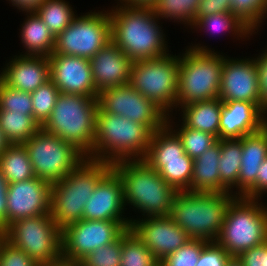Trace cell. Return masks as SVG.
<instances>
[{"instance_id": "6da1fadb", "label": "cell", "mask_w": 267, "mask_h": 266, "mask_svg": "<svg viewBox=\"0 0 267 266\" xmlns=\"http://www.w3.org/2000/svg\"><path fill=\"white\" fill-rule=\"evenodd\" d=\"M119 5L109 11L111 41L132 62L169 54L166 36L162 27L158 25L160 19L152 6Z\"/></svg>"}, {"instance_id": "7a4b0ae2", "label": "cell", "mask_w": 267, "mask_h": 266, "mask_svg": "<svg viewBox=\"0 0 267 266\" xmlns=\"http://www.w3.org/2000/svg\"><path fill=\"white\" fill-rule=\"evenodd\" d=\"M111 165L123 183L124 206H134L144 218L170 215L177 191L157 171L144 160H123Z\"/></svg>"}, {"instance_id": "3957f363", "label": "cell", "mask_w": 267, "mask_h": 266, "mask_svg": "<svg viewBox=\"0 0 267 266\" xmlns=\"http://www.w3.org/2000/svg\"><path fill=\"white\" fill-rule=\"evenodd\" d=\"M152 134L146 125L98 108L93 160L110 164L123 160H143Z\"/></svg>"}, {"instance_id": "277c9868", "label": "cell", "mask_w": 267, "mask_h": 266, "mask_svg": "<svg viewBox=\"0 0 267 266\" xmlns=\"http://www.w3.org/2000/svg\"><path fill=\"white\" fill-rule=\"evenodd\" d=\"M236 197L231 193L178 191L169 216L191 239L215 242Z\"/></svg>"}, {"instance_id": "5b68a950", "label": "cell", "mask_w": 267, "mask_h": 266, "mask_svg": "<svg viewBox=\"0 0 267 266\" xmlns=\"http://www.w3.org/2000/svg\"><path fill=\"white\" fill-rule=\"evenodd\" d=\"M98 108L97 97L60 93L41 128L71 143L86 158L93 160Z\"/></svg>"}, {"instance_id": "8992f818", "label": "cell", "mask_w": 267, "mask_h": 266, "mask_svg": "<svg viewBox=\"0 0 267 266\" xmlns=\"http://www.w3.org/2000/svg\"><path fill=\"white\" fill-rule=\"evenodd\" d=\"M111 169L108 162L85 158L62 180L52 183L50 214L60 229L83 219L87 200Z\"/></svg>"}, {"instance_id": "52a82bcc", "label": "cell", "mask_w": 267, "mask_h": 266, "mask_svg": "<svg viewBox=\"0 0 267 266\" xmlns=\"http://www.w3.org/2000/svg\"><path fill=\"white\" fill-rule=\"evenodd\" d=\"M189 47L186 53L179 55L178 95L175 103L179 111L180 106L219 98L225 56L201 44Z\"/></svg>"}, {"instance_id": "ba28073f", "label": "cell", "mask_w": 267, "mask_h": 266, "mask_svg": "<svg viewBox=\"0 0 267 266\" xmlns=\"http://www.w3.org/2000/svg\"><path fill=\"white\" fill-rule=\"evenodd\" d=\"M237 196L227 209L216 243L231 257L267 241V207Z\"/></svg>"}, {"instance_id": "9c48e42d", "label": "cell", "mask_w": 267, "mask_h": 266, "mask_svg": "<svg viewBox=\"0 0 267 266\" xmlns=\"http://www.w3.org/2000/svg\"><path fill=\"white\" fill-rule=\"evenodd\" d=\"M1 235L40 266L63 262L62 229L51 214L16 220Z\"/></svg>"}, {"instance_id": "30bf717a", "label": "cell", "mask_w": 267, "mask_h": 266, "mask_svg": "<svg viewBox=\"0 0 267 266\" xmlns=\"http://www.w3.org/2000/svg\"><path fill=\"white\" fill-rule=\"evenodd\" d=\"M170 118L169 114L167 124L153 132L143 160L177 192H190L194 161L185 153L180 138L173 131V124L170 125L173 120Z\"/></svg>"}, {"instance_id": "8fae6325", "label": "cell", "mask_w": 267, "mask_h": 266, "mask_svg": "<svg viewBox=\"0 0 267 266\" xmlns=\"http://www.w3.org/2000/svg\"><path fill=\"white\" fill-rule=\"evenodd\" d=\"M179 67V55L170 53L133 62L129 84L169 115L178 95Z\"/></svg>"}, {"instance_id": "7c38bea8", "label": "cell", "mask_w": 267, "mask_h": 266, "mask_svg": "<svg viewBox=\"0 0 267 266\" xmlns=\"http://www.w3.org/2000/svg\"><path fill=\"white\" fill-rule=\"evenodd\" d=\"M23 145L36 177L51 184L62 180L86 158L74 145L42 128Z\"/></svg>"}, {"instance_id": "4fadbf2b", "label": "cell", "mask_w": 267, "mask_h": 266, "mask_svg": "<svg viewBox=\"0 0 267 266\" xmlns=\"http://www.w3.org/2000/svg\"><path fill=\"white\" fill-rule=\"evenodd\" d=\"M109 12L76 14L71 24L55 38L52 54H64L91 59L111 41Z\"/></svg>"}, {"instance_id": "5bb4252c", "label": "cell", "mask_w": 267, "mask_h": 266, "mask_svg": "<svg viewBox=\"0 0 267 266\" xmlns=\"http://www.w3.org/2000/svg\"><path fill=\"white\" fill-rule=\"evenodd\" d=\"M130 225V221L84 219L67 225L62 229L63 263L77 264L88 253L116 241Z\"/></svg>"}, {"instance_id": "9a60e30c", "label": "cell", "mask_w": 267, "mask_h": 266, "mask_svg": "<svg viewBox=\"0 0 267 266\" xmlns=\"http://www.w3.org/2000/svg\"><path fill=\"white\" fill-rule=\"evenodd\" d=\"M97 100L103 112L146 125L152 132L167 124L168 114L129 83L101 91Z\"/></svg>"}, {"instance_id": "2e32d148", "label": "cell", "mask_w": 267, "mask_h": 266, "mask_svg": "<svg viewBox=\"0 0 267 266\" xmlns=\"http://www.w3.org/2000/svg\"><path fill=\"white\" fill-rule=\"evenodd\" d=\"M219 99L227 101H248L256 104L265 114L261 104L258 71L254 58H224L219 89Z\"/></svg>"}, {"instance_id": "e0dca14e", "label": "cell", "mask_w": 267, "mask_h": 266, "mask_svg": "<svg viewBox=\"0 0 267 266\" xmlns=\"http://www.w3.org/2000/svg\"><path fill=\"white\" fill-rule=\"evenodd\" d=\"M130 230L154 254L160 262L172 254L191 238L170 216H150L129 219Z\"/></svg>"}, {"instance_id": "ac0fdd59", "label": "cell", "mask_w": 267, "mask_h": 266, "mask_svg": "<svg viewBox=\"0 0 267 266\" xmlns=\"http://www.w3.org/2000/svg\"><path fill=\"white\" fill-rule=\"evenodd\" d=\"M51 185L38 177L8 184L7 227L19 219L50 214Z\"/></svg>"}, {"instance_id": "d6986e66", "label": "cell", "mask_w": 267, "mask_h": 266, "mask_svg": "<svg viewBox=\"0 0 267 266\" xmlns=\"http://www.w3.org/2000/svg\"><path fill=\"white\" fill-rule=\"evenodd\" d=\"M50 79L60 93L98 97L89 59L64 54L49 56Z\"/></svg>"}, {"instance_id": "ffe728a7", "label": "cell", "mask_w": 267, "mask_h": 266, "mask_svg": "<svg viewBox=\"0 0 267 266\" xmlns=\"http://www.w3.org/2000/svg\"><path fill=\"white\" fill-rule=\"evenodd\" d=\"M123 183L111 169L97 184L92 196L87 200L84 220L130 221L124 218ZM123 213V214H122Z\"/></svg>"}, {"instance_id": "44dd1931", "label": "cell", "mask_w": 267, "mask_h": 266, "mask_svg": "<svg viewBox=\"0 0 267 266\" xmlns=\"http://www.w3.org/2000/svg\"><path fill=\"white\" fill-rule=\"evenodd\" d=\"M89 62L98 93L130 81L133 62L112 41L89 59Z\"/></svg>"}, {"instance_id": "7402d4cb", "label": "cell", "mask_w": 267, "mask_h": 266, "mask_svg": "<svg viewBox=\"0 0 267 266\" xmlns=\"http://www.w3.org/2000/svg\"><path fill=\"white\" fill-rule=\"evenodd\" d=\"M241 145V167L236 189L239 190L234 191V195L256 199V177L261 163L267 157V118L266 125L260 130L241 138Z\"/></svg>"}, {"instance_id": "603a6c76", "label": "cell", "mask_w": 267, "mask_h": 266, "mask_svg": "<svg viewBox=\"0 0 267 266\" xmlns=\"http://www.w3.org/2000/svg\"><path fill=\"white\" fill-rule=\"evenodd\" d=\"M14 57L0 74V80L5 85L32 93L50 80L49 57L32 55Z\"/></svg>"}, {"instance_id": "cb8c5ba5", "label": "cell", "mask_w": 267, "mask_h": 266, "mask_svg": "<svg viewBox=\"0 0 267 266\" xmlns=\"http://www.w3.org/2000/svg\"><path fill=\"white\" fill-rule=\"evenodd\" d=\"M266 125V114L248 101L223 102L220 114L219 140L240 139Z\"/></svg>"}, {"instance_id": "d4e9b609", "label": "cell", "mask_w": 267, "mask_h": 266, "mask_svg": "<svg viewBox=\"0 0 267 266\" xmlns=\"http://www.w3.org/2000/svg\"><path fill=\"white\" fill-rule=\"evenodd\" d=\"M220 140L193 159L190 192L220 193Z\"/></svg>"}, {"instance_id": "484cf974", "label": "cell", "mask_w": 267, "mask_h": 266, "mask_svg": "<svg viewBox=\"0 0 267 266\" xmlns=\"http://www.w3.org/2000/svg\"><path fill=\"white\" fill-rule=\"evenodd\" d=\"M222 105L219 98H214L182 106V123L191 129L214 135L219 140Z\"/></svg>"}, {"instance_id": "4316f807", "label": "cell", "mask_w": 267, "mask_h": 266, "mask_svg": "<svg viewBox=\"0 0 267 266\" xmlns=\"http://www.w3.org/2000/svg\"><path fill=\"white\" fill-rule=\"evenodd\" d=\"M26 13L28 18L24 20L20 31L26 52L20 55L49 57L55 49V37L34 11Z\"/></svg>"}, {"instance_id": "83f0119b", "label": "cell", "mask_w": 267, "mask_h": 266, "mask_svg": "<svg viewBox=\"0 0 267 266\" xmlns=\"http://www.w3.org/2000/svg\"><path fill=\"white\" fill-rule=\"evenodd\" d=\"M220 193H233L241 167L242 145L240 139H220ZM232 188V190H231Z\"/></svg>"}, {"instance_id": "f1b7e54d", "label": "cell", "mask_w": 267, "mask_h": 266, "mask_svg": "<svg viewBox=\"0 0 267 266\" xmlns=\"http://www.w3.org/2000/svg\"><path fill=\"white\" fill-rule=\"evenodd\" d=\"M0 171L8 184L36 177L23 144H10L0 155Z\"/></svg>"}, {"instance_id": "f546056e", "label": "cell", "mask_w": 267, "mask_h": 266, "mask_svg": "<svg viewBox=\"0 0 267 266\" xmlns=\"http://www.w3.org/2000/svg\"><path fill=\"white\" fill-rule=\"evenodd\" d=\"M40 128L33 115L0 111V129L10 144H23Z\"/></svg>"}, {"instance_id": "4dcf8cb0", "label": "cell", "mask_w": 267, "mask_h": 266, "mask_svg": "<svg viewBox=\"0 0 267 266\" xmlns=\"http://www.w3.org/2000/svg\"><path fill=\"white\" fill-rule=\"evenodd\" d=\"M191 28L207 29V31H210L209 33H214L215 31L218 33L223 31L232 32L233 35H237V38L245 39L249 37V34L250 36L254 34V30L232 11L200 17Z\"/></svg>"}, {"instance_id": "1f68e13d", "label": "cell", "mask_w": 267, "mask_h": 266, "mask_svg": "<svg viewBox=\"0 0 267 266\" xmlns=\"http://www.w3.org/2000/svg\"><path fill=\"white\" fill-rule=\"evenodd\" d=\"M72 9L65 0H45L34 12L56 38L76 16Z\"/></svg>"}, {"instance_id": "d6a6232c", "label": "cell", "mask_w": 267, "mask_h": 266, "mask_svg": "<svg viewBox=\"0 0 267 266\" xmlns=\"http://www.w3.org/2000/svg\"><path fill=\"white\" fill-rule=\"evenodd\" d=\"M120 266H160V262L145 244L127 229L122 234Z\"/></svg>"}, {"instance_id": "836d02e7", "label": "cell", "mask_w": 267, "mask_h": 266, "mask_svg": "<svg viewBox=\"0 0 267 266\" xmlns=\"http://www.w3.org/2000/svg\"><path fill=\"white\" fill-rule=\"evenodd\" d=\"M200 0H156L152 8L160 19H171L193 26Z\"/></svg>"}, {"instance_id": "e575fe53", "label": "cell", "mask_w": 267, "mask_h": 266, "mask_svg": "<svg viewBox=\"0 0 267 266\" xmlns=\"http://www.w3.org/2000/svg\"><path fill=\"white\" fill-rule=\"evenodd\" d=\"M30 94L32 97L33 117L42 126L52 113L60 91L50 79Z\"/></svg>"}, {"instance_id": "d590c367", "label": "cell", "mask_w": 267, "mask_h": 266, "mask_svg": "<svg viewBox=\"0 0 267 266\" xmlns=\"http://www.w3.org/2000/svg\"><path fill=\"white\" fill-rule=\"evenodd\" d=\"M180 127L181 128L176 130L174 129L173 131L180 138L185 153L192 159L202 155L207 149H209L218 141L214 135L191 129L185 126L183 123Z\"/></svg>"}, {"instance_id": "8d00e7d4", "label": "cell", "mask_w": 267, "mask_h": 266, "mask_svg": "<svg viewBox=\"0 0 267 266\" xmlns=\"http://www.w3.org/2000/svg\"><path fill=\"white\" fill-rule=\"evenodd\" d=\"M122 253V235L113 243L100 246L88 253L77 266H120Z\"/></svg>"}, {"instance_id": "74e56055", "label": "cell", "mask_w": 267, "mask_h": 266, "mask_svg": "<svg viewBox=\"0 0 267 266\" xmlns=\"http://www.w3.org/2000/svg\"><path fill=\"white\" fill-rule=\"evenodd\" d=\"M232 12L238 15L254 31L267 18V0H231Z\"/></svg>"}, {"instance_id": "f35d334b", "label": "cell", "mask_w": 267, "mask_h": 266, "mask_svg": "<svg viewBox=\"0 0 267 266\" xmlns=\"http://www.w3.org/2000/svg\"><path fill=\"white\" fill-rule=\"evenodd\" d=\"M0 111L33 115L31 94L9 87L0 80Z\"/></svg>"}, {"instance_id": "ab89813d", "label": "cell", "mask_w": 267, "mask_h": 266, "mask_svg": "<svg viewBox=\"0 0 267 266\" xmlns=\"http://www.w3.org/2000/svg\"><path fill=\"white\" fill-rule=\"evenodd\" d=\"M209 241L190 239L178 250L160 261V266H196L203 248Z\"/></svg>"}, {"instance_id": "60d3db41", "label": "cell", "mask_w": 267, "mask_h": 266, "mask_svg": "<svg viewBox=\"0 0 267 266\" xmlns=\"http://www.w3.org/2000/svg\"><path fill=\"white\" fill-rule=\"evenodd\" d=\"M0 266H40L0 235Z\"/></svg>"}, {"instance_id": "b9f144b4", "label": "cell", "mask_w": 267, "mask_h": 266, "mask_svg": "<svg viewBox=\"0 0 267 266\" xmlns=\"http://www.w3.org/2000/svg\"><path fill=\"white\" fill-rule=\"evenodd\" d=\"M231 256L216 242H209L202 250L196 266H225Z\"/></svg>"}, {"instance_id": "7bdbcfd3", "label": "cell", "mask_w": 267, "mask_h": 266, "mask_svg": "<svg viewBox=\"0 0 267 266\" xmlns=\"http://www.w3.org/2000/svg\"><path fill=\"white\" fill-rule=\"evenodd\" d=\"M237 259L243 266H267V241L245 250Z\"/></svg>"}, {"instance_id": "ee69618b", "label": "cell", "mask_w": 267, "mask_h": 266, "mask_svg": "<svg viewBox=\"0 0 267 266\" xmlns=\"http://www.w3.org/2000/svg\"><path fill=\"white\" fill-rule=\"evenodd\" d=\"M232 11L231 0H200L193 24L200 18L216 13Z\"/></svg>"}, {"instance_id": "f6af8a7d", "label": "cell", "mask_w": 267, "mask_h": 266, "mask_svg": "<svg viewBox=\"0 0 267 266\" xmlns=\"http://www.w3.org/2000/svg\"><path fill=\"white\" fill-rule=\"evenodd\" d=\"M263 54L254 58L258 71L259 87L261 93V104L267 110V49Z\"/></svg>"}, {"instance_id": "bcb514c9", "label": "cell", "mask_w": 267, "mask_h": 266, "mask_svg": "<svg viewBox=\"0 0 267 266\" xmlns=\"http://www.w3.org/2000/svg\"><path fill=\"white\" fill-rule=\"evenodd\" d=\"M7 188L8 183L0 171V232L7 228Z\"/></svg>"}, {"instance_id": "7dc6e473", "label": "cell", "mask_w": 267, "mask_h": 266, "mask_svg": "<svg viewBox=\"0 0 267 266\" xmlns=\"http://www.w3.org/2000/svg\"><path fill=\"white\" fill-rule=\"evenodd\" d=\"M264 192L267 193V157L261 163L256 177V200L260 201Z\"/></svg>"}, {"instance_id": "c3c4849f", "label": "cell", "mask_w": 267, "mask_h": 266, "mask_svg": "<svg viewBox=\"0 0 267 266\" xmlns=\"http://www.w3.org/2000/svg\"><path fill=\"white\" fill-rule=\"evenodd\" d=\"M15 8L25 11H35L45 0H8Z\"/></svg>"}, {"instance_id": "681fc988", "label": "cell", "mask_w": 267, "mask_h": 266, "mask_svg": "<svg viewBox=\"0 0 267 266\" xmlns=\"http://www.w3.org/2000/svg\"><path fill=\"white\" fill-rule=\"evenodd\" d=\"M119 4L127 6H152L156 0H118Z\"/></svg>"}, {"instance_id": "f907efd6", "label": "cell", "mask_w": 267, "mask_h": 266, "mask_svg": "<svg viewBox=\"0 0 267 266\" xmlns=\"http://www.w3.org/2000/svg\"><path fill=\"white\" fill-rule=\"evenodd\" d=\"M10 145V143L6 140L4 133L0 129V155L4 152V150Z\"/></svg>"}, {"instance_id": "816d5d0a", "label": "cell", "mask_w": 267, "mask_h": 266, "mask_svg": "<svg viewBox=\"0 0 267 266\" xmlns=\"http://www.w3.org/2000/svg\"><path fill=\"white\" fill-rule=\"evenodd\" d=\"M225 266H243L236 257H231Z\"/></svg>"}, {"instance_id": "f5cc1de1", "label": "cell", "mask_w": 267, "mask_h": 266, "mask_svg": "<svg viewBox=\"0 0 267 266\" xmlns=\"http://www.w3.org/2000/svg\"><path fill=\"white\" fill-rule=\"evenodd\" d=\"M53 266H76V264H67V263H60V264H57V265H53Z\"/></svg>"}]
</instances>
